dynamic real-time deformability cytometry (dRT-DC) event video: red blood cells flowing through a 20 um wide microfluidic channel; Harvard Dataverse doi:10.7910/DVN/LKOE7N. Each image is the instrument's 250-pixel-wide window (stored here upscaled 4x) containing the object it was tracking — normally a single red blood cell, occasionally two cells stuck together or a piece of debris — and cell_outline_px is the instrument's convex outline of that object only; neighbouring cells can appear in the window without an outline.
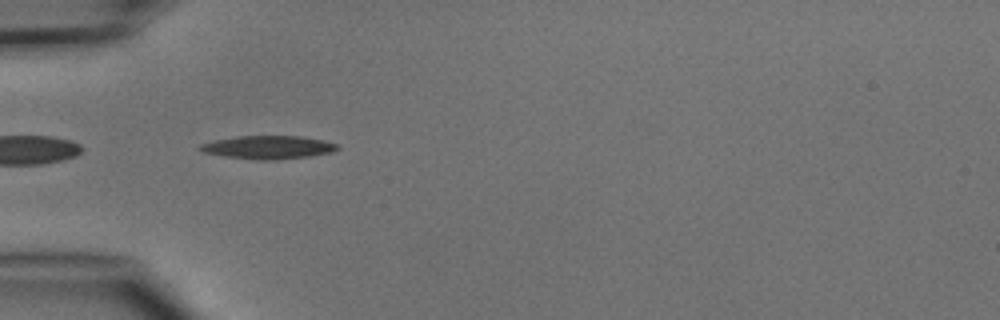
{"species": "common noctule bat (a hibernating species)", "species_latin": "Nyctalus noctula", "temperature_condition": "cold", "stored_images_in_passage": 6, "camera_frame_rate_fps": 3000, "um_per_image_px": 0.085, "animal": {"sex": "male", "body_mass_g": 15.6}, "frame": {"image": 1, "passage_image": 4, "time_ms": 3.333, "image_size_px": [1000, 320], "cell_outline_px": [[340, 148], [332, 152], [308, 156], [276, 160], [260, 160], [224, 156], [204, 152], [196, 148], [200, 144], [216, 140], [240, 136], [300, 136], [324, 140], [336, 144]], "centroid_in_image_um": [22.8, 12.52], "position_along_channel_um": 62.2, "area_um2": 18.44}}